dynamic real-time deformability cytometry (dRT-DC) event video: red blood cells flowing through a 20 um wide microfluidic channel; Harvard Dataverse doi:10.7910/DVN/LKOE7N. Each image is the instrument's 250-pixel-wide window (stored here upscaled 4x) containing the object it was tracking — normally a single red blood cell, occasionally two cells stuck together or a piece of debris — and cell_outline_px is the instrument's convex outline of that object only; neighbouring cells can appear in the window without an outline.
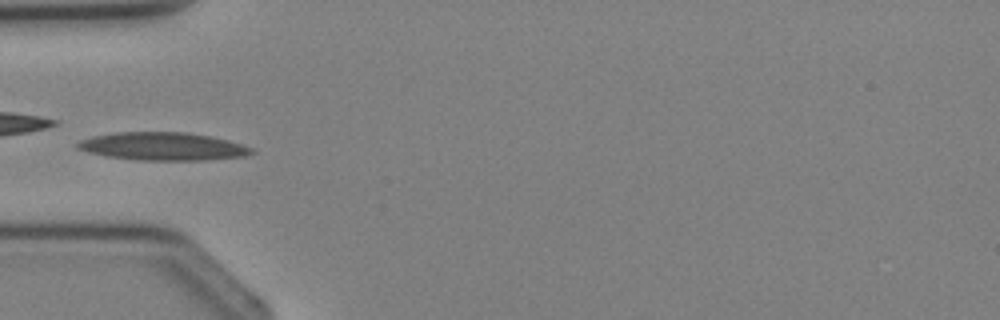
{"species": "Egyptian fruit bat (a non-hibernating species)", "species_latin": "Rousettus aegyptiacus", "temperature_condition": "cold", "stored_images_in_passage": 4, "camera_frame_rate_fps": 3000, "um_per_image_px": 0.085, "animal": {"sex": "female"}, "frame": {"image": 1, "passage_image": 4, "time_ms": 3.333, "image_size_px": [1000, 320], "cell_outline_px": [[256, 152], [244, 156], [204, 160], [140, 160], [104, 156], [88, 152], [76, 148], [76, 144], [80, 140], [92, 136], [112, 132], [188, 132], [212, 136], [228, 140], [252, 148]], "centroid_in_image_um": [13.81, 12.43], "position_along_channel_um": 71.2, "area_um2": 28.5}}